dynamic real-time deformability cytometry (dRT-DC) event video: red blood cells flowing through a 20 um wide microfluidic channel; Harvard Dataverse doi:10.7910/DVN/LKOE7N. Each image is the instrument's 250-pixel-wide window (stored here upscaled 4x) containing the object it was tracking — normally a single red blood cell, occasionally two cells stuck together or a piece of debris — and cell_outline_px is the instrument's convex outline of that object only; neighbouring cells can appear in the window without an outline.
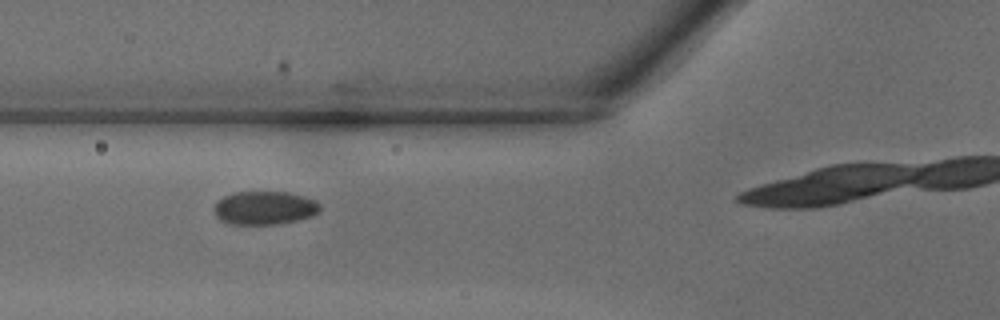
{"species": "common noctule bat (a hibernating species)", "species_latin": "Nyctalus noctula", "temperature_condition": "warm", "stored_images_in_passage": 12, "camera_frame_rate_fps": 3000, "um_per_image_px": 0.085, "animal": {"sex": "male", "body_mass_g": 18.8}, "frame": {"image": 1, "passage_image": 9, "time_ms": 2.667, "image_size_px": [1000, 320], "cell_outline_px": [[320, 208], [312, 216], [296, 220], [276, 224], [228, 224], [220, 220], [216, 216], [212, 208], [224, 196], [236, 192], [288, 192], [304, 196], [316, 200], [320, 204]], "centroid_in_image_um": [22.47, 17.67], "position_along_channel_um": 103.3, "area_um2": 20.58}}